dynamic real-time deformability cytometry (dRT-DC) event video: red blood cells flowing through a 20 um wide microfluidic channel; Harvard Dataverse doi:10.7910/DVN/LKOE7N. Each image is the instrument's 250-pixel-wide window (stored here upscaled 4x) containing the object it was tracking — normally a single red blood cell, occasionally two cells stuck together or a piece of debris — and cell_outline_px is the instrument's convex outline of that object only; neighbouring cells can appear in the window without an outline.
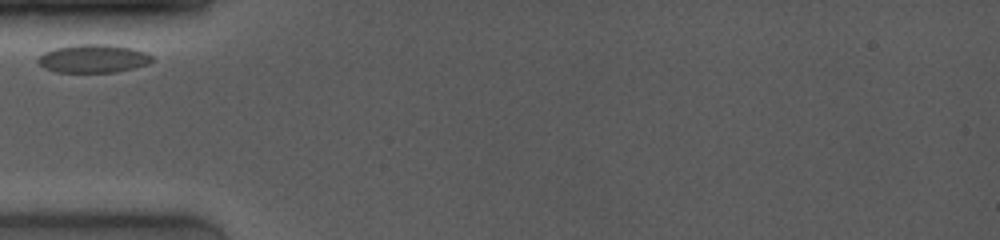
{"species": "common noctule bat (a hibernating species)", "species_latin": "Nyctalus noctula", "temperature_condition": "room temperature", "stored_images_in_passage": 38, "camera_frame_rate_fps": 4000, "um_per_image_px": 0.085, "animal": {"sex": "female", "body_mass_g": 19.0, "forearm_length_mm": 53.3}, "frame": {"image": 1, "passage_image": 1, "time_ms": 0.0, "image_size_px": [1000, 240], "cell_outline_px": [[152, 60], [148, 64], [116, 72], [56, 72], [44, 68], [36, 60], [44, 52], [56, 48], [76, 44], [108, 44], [132, 48], [144, 52], [152, 56]], "centroid_in_image_um": [7.91, 4.98], "position_along_channel_um": 77.1, "area_um2": 18.67}}
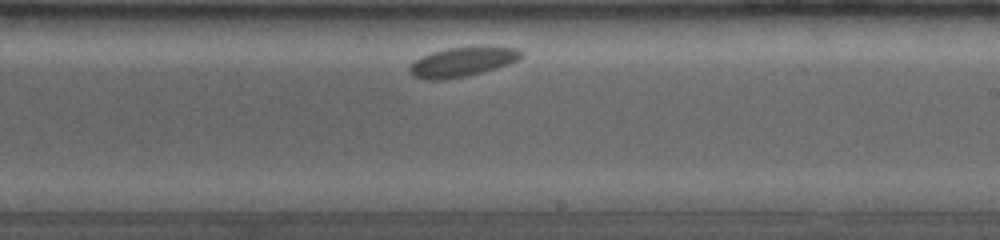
{"frame": {"image": 2, "passage_image": 21, "time_ms": 5.0, "image_size_px": [1000, 240], "cell_outline_px": [[524, 56], [520, 60], [496, 68], [468, 76], [444, 80], [424, 80], [412, 76], [408, 72], [408, 68], [420, 56], [444, 48], [516, 48], [524, 52]], "centroid_in_image_um": [39.25, 5.3], "position_along_channel_um": 249.7, "area_um2": 19.07}}
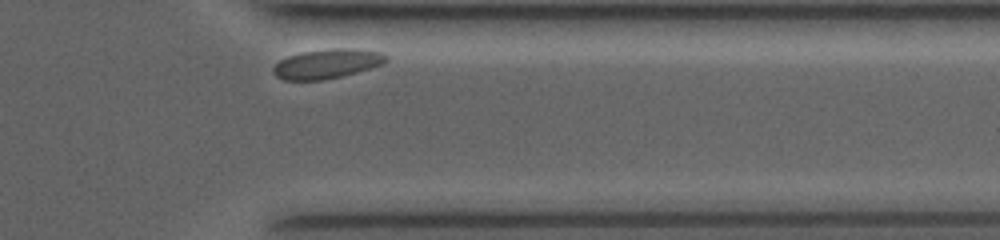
{"frame": {"image": 3, "passage_image": 36, "time_ms": 8.75, "image_size_px": [1000, 240], "cell_outline_px": [[388, 60], [384, 64], [356, 72], [324, 80], [284, 80], [276, 76], [272, 72], [272, 68], [280, 60], [288, 56], [300, 52], [332, 48], [360, 48], [380, 52], [388, 56]], "centroid_in_image_um": [27.81, 5.41], "position_along_channel_um": 383.6, "area_um2": 19.54}}